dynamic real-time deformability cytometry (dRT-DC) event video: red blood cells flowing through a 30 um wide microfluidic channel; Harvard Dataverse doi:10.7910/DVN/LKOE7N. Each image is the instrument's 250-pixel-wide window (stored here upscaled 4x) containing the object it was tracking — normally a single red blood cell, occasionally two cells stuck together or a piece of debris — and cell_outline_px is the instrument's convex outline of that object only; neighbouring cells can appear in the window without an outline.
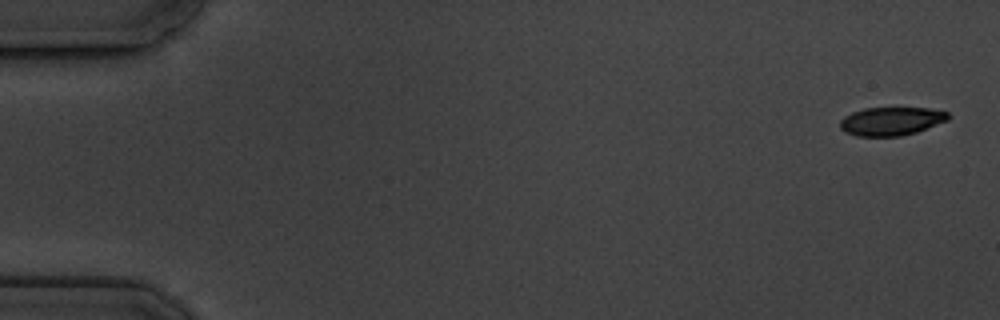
{"species": "common noctule bat (a hibernating species)", "species_latin": "Nyctalus noctula", "temperature_condition": "cold", "stored_images_in_passage": 5, "camera_frame_rate_fps": 3000, "um_per_image_px": 0.085, "animal": {"sex": "male", "body_mass_g": 19.5, "forearm_length_mm": 54.6}, "frame": {"image": 1, "passage_image": 1, "time_ms": 0.0, "image_size_px": [1000, 320], "cell_outline_px": [[952, 116], [948, 120], [916, 132], [900, 136], [856, 136], [844, 132], [840, 128], [840, 120], [844, 116], [852, 112], [864, 108], [928, 108], [948, 112]], "centroid_in_image_um": [75.75, 10.3], "position_along_channel_um": 9.3, "area_um2": 17.98}}
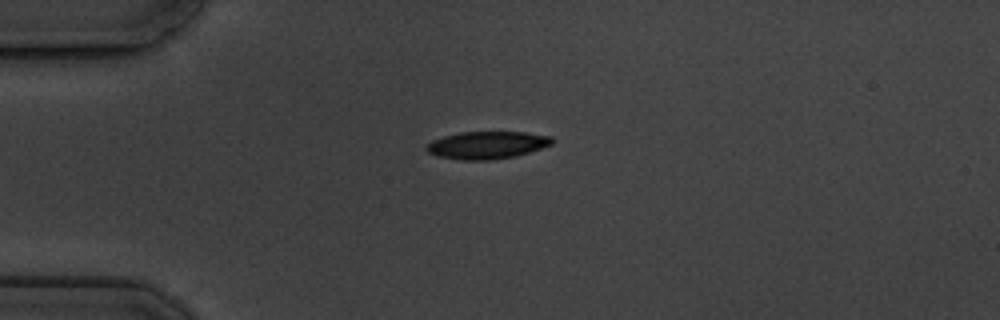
{"frame": {"image": 2, "passage_image": 5, "time_ms": 4.333, "image_size_px": [1000, 320], "cell_outline_px": [[556, 140], [552, 144], [516, 156], [492, 160], [460, 160], [440, 156], [428, 152], [424, 148], [432, 140], [444, 136], [460, 132], [524, 132], [552, 136]], "centroid_in_image_um": [41.42, 12.33], "position_along_channel_um": 43.6, "area_um2": 20.11}}